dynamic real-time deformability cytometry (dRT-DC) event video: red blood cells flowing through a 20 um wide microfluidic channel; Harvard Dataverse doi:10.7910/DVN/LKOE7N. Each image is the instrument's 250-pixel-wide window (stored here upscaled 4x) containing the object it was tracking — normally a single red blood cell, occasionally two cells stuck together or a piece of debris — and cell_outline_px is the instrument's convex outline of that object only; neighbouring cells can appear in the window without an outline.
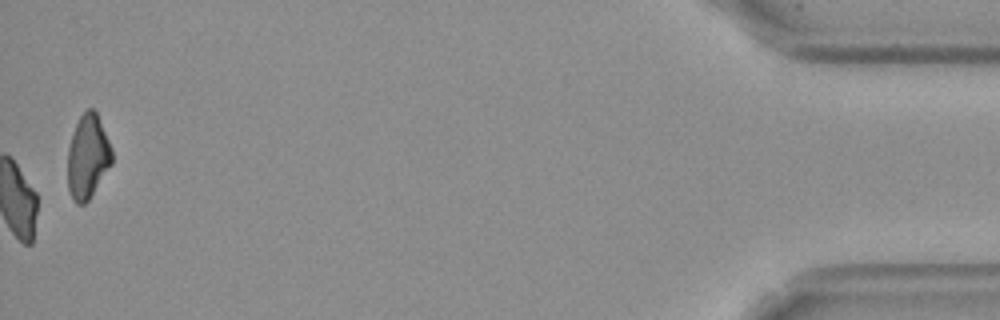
{"species": "Egyptian fruit bat (a non-hibernating species)", "species_latin": "Rousettus aegyptiacus", "temperature_condition": "cold", "stored_images_in_passage": 58, "camera_frame_rate_fps": 3000, "um_per_image_px": 0.085, "frame": {"image": 1, "passage_image": 58, "time_ms": 19.0, "image_size_px": [1000, 320], "cell_outline_px": [[112, 164], [88, 200], [84, 204], [76, 204], [72, 200], [68, 188], [68, 148], [76, 124], [80, 116], [88, 108], [92, 108], [96, 112], [112, 148]], "centroid_in_image_um": [7.46, 13.34], "position_along_channel_um": 427.7, "area_um2": 21.5}, "authors_computed_cell_mechanics": {"area_um2": 20.808, "velocity_mm_per_s": 3.5774, "shape_relaxation_time_tau1_ms": null, "shape_relaxation_time_tau2_ms": 6.5392, "deformation_change_tau1": null, "deformation_change_tau2": 0.1195}}